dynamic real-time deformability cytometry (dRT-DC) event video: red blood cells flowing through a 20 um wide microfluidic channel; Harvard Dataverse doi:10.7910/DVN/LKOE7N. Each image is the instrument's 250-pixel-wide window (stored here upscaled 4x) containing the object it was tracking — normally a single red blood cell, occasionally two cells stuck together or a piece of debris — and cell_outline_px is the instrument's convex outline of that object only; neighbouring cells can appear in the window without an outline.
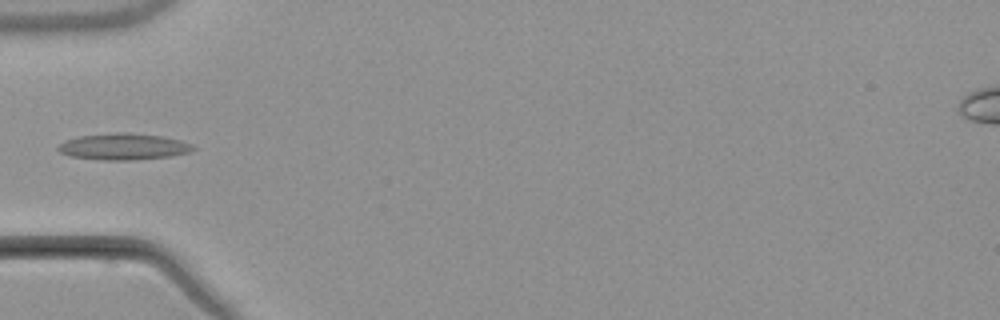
{"species": "common noctule bat (a hibernating species)", "species_latin": "Nyctalus noctula", "temperature_condition": "warm", "stored_images_in_passage": 1, "camera_frame_rate_fps": 3000, "um_per_image_px": 0.085, "animal": {"sex": "male", "body_mass_g": 21.5, "forearm_length_mm": 52.0}, "frame": {"image": 1, "passage_image": 1, "time_ms": 0.0, "image_size_px": [1000, 320], "cell_outline_px": [[196, 148], [188, 152], [172, 156], [132, 160], [104, 160], [72, 156], [60, 152], [56, 148], [64, 140], [80, 136], [116, 132], [128, 132], [164, 136], [180, 140], [192, 144]], "centroid_in_image_um": [10.51, 12.45], "position_along_channel_um": 74.5, "area_um2": 20.81}}